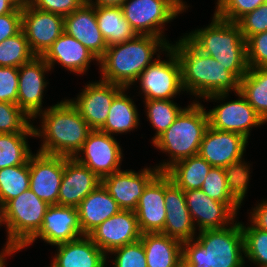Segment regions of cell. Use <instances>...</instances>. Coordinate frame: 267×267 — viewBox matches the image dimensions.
I'll use <instances>...</instances> for the list:
<instances>
[{
    "instance_id": "obj_10",
    "label": "cell",
    "mask_w": 267,
    "mask_h": 267,
    "mask_svg": "<svg viewBox=\"0 0 267 267\" xmlns=\"http://www.w3.org/2000/svg\"><path fill=\"white\" fill-rule=\"evenodd\" d=\"M165 54L168 60H160V53H158L157 59L137 79L140 81L139 86L144 100L173 99L184 91L181 65L177 55L171 47L165 51Z\"/></svg>"
},
{
    "instance_id": "obj_52",
    "label": "cell",
    "mask_w": 267,
    "mask_h": 267,
    "mask_svg": "<svg viewBox=\"0 0 267 267\" xmlns=\"http://www.w3.org/2000/svg\"><path fill=\"white\" fill-rule=\"evenodd\" d=\"M0 226H3L2 222V207L0 206Z\"/></svg>"
},
{
    "instance_id": "obj_43",
    "label": "cell",
    "mask_w": 267,
    "mask_h": 267,
    "mask_svg": "<svg viewBox=\"0 0 267 267\" xmlns=\"http://www.w3.org/2000/svg\"><path fill=\"white\" fill-rule=\"evenodd\" d=\"M246 51L249 68L267 67V31L250 36Z\"/></svg>"
},
{
    "instance_id": "obj_47",
    "label": "cell",
    "mask_w": 267,
    "mask_h": 267,
    "mask_svg": "<svg viewBox=\"0 0 267 267\" xmlns=\"http://www.w3.org/2000/svg\"><path fill=\"white\" fill-rule=\"evenodd\" d=\"M252 212H250V221L256 228L267 232V200H263L255 204Z\"/></svg>"
},
{
    "instance_id": "obj_17",
    "label": "cell",
    "mask_w": 267,
    "mask_h": 267,
    "mask_svg": "<svg viewBox=\"0 0 267 267\" xmlns=\"http://www.w3.org/2000/svg\"><path fill=\"white\" fill-rule=\"evenodd\" d=\"M30 189L49 205H58L59 188L64 172V156L37 150L29 158Z\"/></svg>"
},
{
    "instance_id": "obj_49",
    "label": "cell",
    "mask_w": 267,
    "mask_h": 267,
    "mask_svg": "<svg viewBox=\"0 0 267 267\" xmlns=\"http://www.w3.org/2000/svg\"><path fill=\"white\" fill-rule=\"evenodd\" d=\"M15 8L10 0H0V15L11 13Z\"/></svg>"
},
{
    "instance_id": "obj_22",
    "label": "cell",
    "mask_w": 267,
    "mask_h": 267,
    "mask_svg": "<svg viewBox=\"0 0 267 267\" xmlns=\"http://www.w3.org/2000/svg\"><path fill=\"white\" fill-rule=\"evenodd\" d=\"M141 233L161 232L166 221L164 172H159L144 188L134 211Z\"/></svg>"
},
{
    "instance_id": "obj_46",
    "label": "cell",
    "mask_w": 267,
    "mask_h": 267,
    "mask_svg": "<svg viewBox=\"0 0 267 267\" xmlns=\"http://www.w3.org/2000/svg\"><path fill=\"white\" fill-rule=\"evenodd\" d=\"M22 30V8L0 15V43Z\"/></svg>"
},
{
    "instance_id": "obj_13",
    "label": "cell",
    "mask_w": 267,
    "mask_h": 267,
    "mask_svg": "<svg viewBox=\"0 0 267 267\" xmlns=\"http://www.w3.org/2000/svg\"><path fill=\"white\" fill-rule=\"evenodd\" d=\"M184 195L193 224L195 228L198 227V231L231 225L242 206V203H222L213 200L201 189L184 191Z\"/></svg>"
},
{
    "instance_id": "obj_26",
    "label": "cell",
    "mask_w": 267,
    "mask_h": 267,
    "mask_svg": "<svg viewBox=\"0 0 267 267\" xmlns=\"http://www.w3.org/2000/svg\"><path fill=\"white\" fill-rule=\"evenodd\" d=\"M56 246L50 267H106L107 255L88 235Z\"/></svg>"
},
{
    "instance_id": "obj_25",
    "label": "cell",
    "mask_w": 267,
    "mask_h": 267,
    "mask_svg": "<svg viewBox=\"0 0 267 267\" xmlns=\"http://www.w3.org/2000/svg\"><path fill=\"white\" fill-rule=\"evenodd\" d=\"M50 66L51 70L55 64L61 65L74 74H85L90 67L91 61L99 59L91 53L81 42L65 32L48 48L41 56Z\"/></svg>"
},
{
    "instance_id": "obj_2",
    "label": "cell",
    "mask_w": 267,
    "mask_h": 267,
    "mask_svg": "<svg viewBox=\"0 0 267 267\" xmlns=\"http://www.w3.org/2000/svg\"><path fill=\"white\" fill-rule=\"evenodd\" d=\"M38 116L41 126L33 128L35 138L43 139L39 152L44 154L74 158L92 130L68 99L44 108Z\"/></svg>"
},
{
    "instance_id": "obj_31",
    "label": "cell",
    "mask_w": 267,
    "mask_h": 267,
    "mask_svg": "<svg viewBox=\"0 0 267 267\" xmlns=\"http://www.w3.org/2000/svg\"><path fill=\"white\" fill-rule=\"evenodd\" d=\"M98 27L107 46L134 39L137 33L124 18L121 6H94Z\"/></svg>"
},
{
    "instance_id": "obj_19",
    "label": "cell",
    "mask_w": 267,
    "mask_h": 267,
    "mask_svg": "<svg viewBox=\"0 0 267 267\" xmlns=\"http://www.w3.org/2000/svg\"><path fill=\"white\" fill-rule=\"evenodd\" d=\"M160 171L154 166L141 171L119 170L101 179V184L122 210L135 211L147 184Z\"/></svg>"
},
{
    "instance_id": "obj_41",
    "label": "cell",
    "mask_w": 267,
    "mask_h": 267,
    "mask_svg": "<svg viewBox=\"0 0 267 267\" xmlns=\"http://www.w3.org/2000/svg\"><path fill=\"white\" fill-rule=\"evenodd\" d=\"M114 255L113 267H147L145 250L141 240L126 244L109 253Z\"/></svg>"
},
{
    "instance_id": "obj_48",
    "label": "cell",
    "mask_w": 267,
    "mask_h": 267,
    "mask_svg": "<svg viewBox=\"0 0 267 267\" xmlns=\"http://www.w3.org/2000/svg\"><path fill=\"white\" fill-rule=\"evenodd\" d=\"M125 0H86L93 6H121Z\"/></svg>"
},
{
    "instance_id": "obj_8",
    "label": "cell",
    "mask_w": 267,
    "mask_h": 267,
    "mask_svg": "<svg viewBox=\"0 0 267 267\" xmlns=\"http://www.w3.org/2000/svg\"><path fill=\"white\" fill-rule=\"evenodd\" d=\"M248 139L235 132L220 131L208 127L198 154L212 167H223L237 173L248 185L250 166L244 160Z\"/></svg>"
},
{
    "instance_id": "obj_7",
    "label": "cell",
    "mask_w": 267,
    "mask_h": 267,
    "mask_svg": "<svg viewBox=\"0 0 267 267\" xmlns=\"http://www.w3.org/2000/svg\"><path fill=\"white\" fill-rule=\"evenodd\" d=\"M49 204L28 189L2 207V222L7 228L3 250L21 249L38 233Z\"/></svg>"
},
{
    "instance_id": "obj_6",
    "label": "cell",
    "mask_w": 267,
    "mask_h": 267,
    "mask_svg": "<svg viewBox=\"0 0 267 267\" xmlns=\"http://www.w3.org/2000/svg\"><path fill=\"white\" fill-rule=\"evenodd\" d=\"M193 101L184 107L168 129L152 143L160 152L168 153L170 159L155 166L160 172H165L175 162L199 152L203 136L209 127V119L203 104L199 100Z\"/></svg>"
},
{
    "instance_id": "obj_34",
    "label": "cell",
    "mask_w": 267,
    "mask_h": 267,
    "mask_svg": "<svg viewBox=\"0 0 267 267\" xmlns=\"http://www.w3.org/2000/svg\"><path fill=\"white\" fill-rule=\"evenodd\" d=\"M34 132L0 133V169L26 164L33 154L28 137Z\"/></svg>"
},
{
    "instance_id": "obj_9",
    "label": "cell",
    "mask_w": 267,
    "mask_h": 267,
    "mask_svg": "<svg viewBox=\"0 0 267 267\" xmlns=\"http://www.w3.org/2000/svg\"><path fill=\"white\" fill-rule=\"evenodd\" d=\"M189 6L183 0H125L121 5L124 18L137 35L163 38L164 25L174 20ZM163 29V30H162Z\"/></svg>"
},
{
    "instance_id": "obj_20",
    "label": "cell",
    "mask_w": 267,
    "mask_h": 267,
    "mask_svg": "<svg viewBox=\"0 0 267 267\" xmlns=\"http://www.w3.org/2000/svg\"><path fill=\"white\" fill-rule=\"evenodd\" d=\"M164 199L166 221L160 232L181 243L193 240L197 235L190 212L186 206L184 190L178 187L164 172Z\"/></svg>"
},
{
    "instance_id": "obj_39",
    "label": "cell",
    "mask_w": 267,
    "mask_h": 267,
    "mask_svg": "<svg viewBox=\"0 0 267 267\" xmlns=\"http://www.w3.org/2000/svg\"><path fill=\"white\" fill-rule=\"evenodd\" d=\"M31 123L17 104L0 102V133L34 132Z\"/></svg>"
},
{
    "instance_id": "obj_33",
    "label": "cell",
    "mask_w": 267,
    "mask_h": 267,
    "mask_svg": "<svg viewBox=\"0 0 267 267\" xmlns=\"http://www.w3.org/2000/svg\"><path fill=\"white\" fill-rule=\"evenodd\" d=\"M239 92L254 108L256 113L267 122V67L249 68L240 80Z\"/></svg>"
},
{
    "instance_id": "obj_51",
    "label": "cell",
    "mask_w": 267,
    "mask_h": 267,
    "mask_svg": "<svg viewBox=\"0 0 267 267\" xmlns=\"http://www.w3.org/2000/svg\"><path fill=\"white\" fill-rule=\"evenodd\" d=\"M17 8H22L29 1L28 0H10Z\"/></svg>"
},
{
    "instance_id": "obj_42",
    "label": "cell",
    "mask_w": 267,
    "mask_h": 267,
    "mask_svg": "<svg viewBox=\"0 0 267 267\" xmlns=\"http://www.w3.org/2000/svg\"><path fill=\"white\" fill-rule=\"evenodd\" d=\"M236 23L239 25L245 40L257 33L267 31V3H263L255 10L246 13Z\"/></svg>"
},
{
    "instance_id": "obj_36",
    "label": "cell",
    "mask_w": 267,
    "mask_h": 267,
    "mask_svg": "<svg viewBox=\"0 0 267 267\" xmlns=\"http://www.w3.org/2000/svg\"><path fill=\"white\" fill-rule=\"evenodd\" d=\"M146 108V116L152 127L156 130L152 143L163 134L174 122L179 113L184 109L179 107L171 99L166 100H143Z\"/></svg>"
},
{
    "instance_id": "obj_24",
    "label": "cell",
    "mask_w": 267,
    "mask_h": 267,
    "mask_svg": "<svg viewBox=\"0 0 267 267\" xmlns=\"http://www.w3.org/2000/svg\"><path fill=\"white\" fill-rule=\"evenodd\" d=\"M64 32L81 42L99 60L105 54L108 46L98 27L95 8L88 2L64 17Z\"/></svg>"
},
{
    "instance_id": "obj_37",
    "label": "cell",
    "mask_w": 267,
    "mask_h": 267,
    "mask_svg": "<svg viewBox=\"0 0 267 267\" xmlns=\"http://www.w3.org/2000/svg\"><path fill=\"white\" fill-rule=\"evenodd\" d=\"M35 56L22 30L0 43V66L2 67L19 68Z\"/></svg>"
},
{
    "instance_id": "obj_3",
    "label": "cell",
    "mask_w": 267,
    "mask_h": 267,
    "mask_svg": "<svg viewBox=\"0 0 267 267\" xmlns=\"http://www.w3.org/2000/svg\"><path fill=\"white\" fill-rule=\"evenodd\" d=\"M169 47L163 38L149 35H137L134 39L110 45L99 60L100 80L129 89L156 60L154 54L165 52Z\"/></svg>"
},
{
    "instance_id": "obj_40",
    "label": "cell",
    "mask_w": 267,
    "mask_h": 267,
    "mask_svg": "<svg viewBox=\"0 0 267 267\" xmlns=\"http://www.w3.org/2000/svg\"><path fill=\"white\" fill-rule=\"evenodd\" d=\"M214 14L223 20L237 22L246 13L263 4V0H217Z\"/></svg>"
},
{
    "instance_id": "obj_18",
    "label": "cell",
    "mask_w": 267,
    "mask_h": 267,
    "mask_svg": "<svg viewBox=\"0 0 267 267\" xmlns=\"http://www.w3.org/2000/svg\"><path fill=\"white\" fill-rule=\"evenodd\" d=\"M136 213L121 210L98 225L88 236L108 256L113 250L141 239Z\"/></svg>"
},
{
    "instance_id": "obj_11",
    "label": "cell",
    "mask_w": 267,
    "mask_h": 267,
    "mask_svg": "<svg viewBox=\"0 0 267 267\" xmlns=\"http://www.w3.org/2000/svg\"><path fill=\"white\" fill-rule=\"evenodd\" d=\"M236 95L238 99L224 103L229 93H218L204 98L206 101H220L219 105L207 111L209 126L220 131L239 133L249 140L252 127H259L265 122L240 92H236Z\"/></svg>"
},
{
    "instance_id": "obj_15",
    "label": "cell",
    "mask_w": 267,
    "mask_h": 267,
    "mask_svg": "<svg viewBox=\"0 0 267 267\" xmlns=\"http://www.w3.org/2000/svg\"><path fill=\"white\" fill-rule=\"evenodd\" d=\"M124 87L102 80L87 83L76 99H68L92 130L106 122L114 98Z\"/></svg>"
},
{
    "instance_id": "obj_29",
    "label": "cell",
    "mask_w": 267,
    "mask_h": 267,
    "mask_svg": "<svg viewBox=\"0 0 267 267\" xmlns=\"http://www.w3.org/2000/svg\"><path fill=\"white\" fill-rule=\"evenodd\" d=\"M147 267H183L182 243L160 232L143 233Z\"/></svg>"
},
{
    "instance_id": "obj_28",
    "label": "cell",
    "mask_w": 267,
    "mask_h": 267,
    "mask_svg": "<svg viewBox=\"0 0 267 267\" xmlns=\"http://www.w3.org/2000/svg\"><path fill=\"white\" fill-rule=\"evenodd\" d=\"M248 186L237 173L223 167H212L200 189L218 202L242 203Z\"/></svg>"
},
{
    "instance_id": "obj_14",
    "label": "cell",
    "mask_w": 267,
    "mask_h": 267,
    "mask_svg": "<svg viewBox=\"0 0 267 267\" xmlns=\"http://www.w3.org/2000/svg\"><path fill=\"white\" fill-rule=\"evenodd\" d=\"M22 31L36 56H42L64 33V17L34 8L29 2L22 7Z\"/></svg>"
},
{
    "instance_id": "obj_38",
    "label": "cell",
    "mask_w": 267,
    "mask_h": 267,
    "mask_svg": "<svg viewBox=\"0 0 267 267\" xmlns=\"http://www.w3.org/2000/svg\"><path fill=\"white\" fill-rule=\"evenodd\" d=\"M245 226L241 222L244 238V257L257 267H267V232L252 223Z\"/></svg>"
},
{
    "instance_id": "obj_12",
    "label": "cell",
    "mask_w": 267,
    "mask_h": 267,
    "mask_svg": "<svg viewBox=\"0 0 267 267\" xmlns=\"http://www.w3.org/2000/svg\"><path fill=\"white\" fill-rule=\"evenodd\" d=\"M122 151L114 136L97 129L89 132L74 158L102 179L121 170Z\"/></svg>"
},
{
    "instance_id": "obj_5",
    "label": "cell",
    "mask_w": 267,
    "mask_h": 267,
    "mask_svg": "<svg viewBox=\"0 0 267 267\" xmlns=\"http://www.w3.org/2000/svg\"><path fill=\"white\" fill-rule=\"evenodd\" d=\"M212 22L205 28L184 34L201 52L211 56L239 81L249 70L246 40L236 22L218 18L213 14Z\"/></svg>"
},
{
    "instance_id": "obj_23",
    "label": "cell",
    "mask_w": 267,
    "mask_h": 267,
    "mask_svg": "<svg viewBox=\"0 0 267 267\" xmlns=\"http://www.w3.org/2000/svg\"><path fill=\"white\" fill-rule=\"evenodd\" d=\"M101 179L75 158L64 157V172L59 188L58 205L77 207Z\"/></svg>"
},
{
    "instance_id": "obj_45",
    "label": "cell",
    "mask_w": 267,
    "mask_h": 267,
    "mask_svg": "<svg viewBox=\"0 0 267 267\" xmlns=\"http://www.w3.org/2000/svg\"><path fill=\"white\" fill-rule=\"evenodd\" d=\"M86 0H29V3L37 9L62 15H70L79 9Z\"/></svg>"
},
{
    "instance_id": "obj_35",
    "label": "cell",
    "mask_w": 267,
    "mask_h": 267,
    "mask_svg": "<svg viewBox=\"0 0 267 267\" xmlns=\"http://www.w3.org/2000/svg\"><path fill=\"white\" fill-rule=\"evenodd\" d=\"M30 189L29 161L0 169V206Z\"/></svg>"
},
{
    "instance_id": "obj_1",
    "label": "cell",
    "mask_w": 267,
    "mask_h": 267,
    "mask_svg": "<svg viewBox=\"0 0 267 267\" xmlns=\"http://www.w3.org/2000/svg\"><path fill=\"white\" fill-rule=\"evenodd\" d=\"M170 47L181 65L184 92L200 99L218 93L239 92L240 81L214 58L199 51L184 35Z\"/></svg>"
},
{
    "instance_id": "obj_32",
    "label": "cell",
    "mask_w": 267,
    "mask_h": 267,
    "mask_svg": "<svg viewBox=\"0 0 267 267\" xmlns=\"http://www.w3.org/2000/svg\"><path fill=\"white\" fill-rule=\"evenodd\" d=\"M212 166L199 154L175 162L165 173L184 191L200 189Z\"/></svg>"
},
{
    "instance_id": "obj_44",
    "label": "cell",
    "mask_w": 267,
    "mask_h": 267,
    "mask_svg": "<svg viewBox=\"0 0 267 267\" xmlns=\"http://www.w3.org/2000/svg\"><path fill=\"white\" fill-rule=\"evenodd\" d=\"M18 86V68L0 66V102L17 104Z\"/></svg>"
},
{
    "instance_id": "obj_21",
    "label": "cell",
    "mask_w": 267,
    "mask_h": 267,
    "mask_svg": "<svg viewBox=\"0 0 267 267\" xmlns=\"http://www.w3.org/2000/svg\"><path fill=\"white\" fill-rule=\"evenodd\" d=\"M81 236L83 233L79 225L77 208L50 205L43 217L40 230L22 249L33 244L38 238L54 246L78 239Z\"/></svg>"
},
{
    "instance_id": "obj_30",
    "label": "cell",
    "mask_w": 267,
    "mask_h": 267,
    "mask_svg": "<svg viewBox=\"0 0 267 267\" xmlns=\"http://www.w3.org/2000/svg\"><path fill=\"white\" fill-rule=\"evenodd\" d=\"M124 88L113 100L106 122L99 129L102 132L115 136V134L128 133L140 125V117L136 104L126 94Z\"/></svg>"
},
{
    "instance_id": "obj_50",
    "label": "cell",
    "mask_w": 267,
    "mask_h": 267,
    "mask_svg": "<svg viewBox=\"0 0 267 267\" xmlns=\"http://www.w3.org/2000/svg\"><path fill=\"white\" fill-rule=\"evenodd\" d=\"M21 251V249H17V248H9V249H5L0 252V267H5L6 262H5V258L7 256H11L13 255V253L19 252Z\"/></svg>"
},
{
    "instance_id": "obj_4",
    "label": "cell",
    "mask_w": 267,
    "mask_h": 267,
    "mask_svg": "<svg viewBox=\"0 0 267 267\" xmlns=\"http://www.w3.org/2000/svg\"><path fill=\"white\" fill-rule=\"evenodd\" d=\"M243 255V232L236 220L225 228L199 231L182 243L183 267H244Z\"/></svg>"
},
{
    "instance_id": "obj_16",
    "label": "cell",
    "mask_w": 267,
    "mask_h": 267,
    "mask_svg": "<svg viewBox=\"0 0 267 267\" xmlns=\"http://www.w3.org/2000/svg\"><path fill=\"white\" fill-rule=\"evenodd\" d=\"M51 71L50 66L41 56H35L18 68L19 86L17 105L31 119L43 112L44 89L49 84L45 74Z\"/></svg>"
},
{
    "instance_id": "obj_27",
    "label": "cell",
    "mask_w": 267,
    "mask_h": 267,
    "mask_svg": "<svg viewBox=\"0 0 267 267\" xmlns=\"http://www.w3.org/2000/svg\"><path fill=\"white\" fill-rule=\"evenodd\" d=\"M76 208L83 235H89L98 225L122 210L102 184L88 194Z\"/></svg>"
}]
</instances>
